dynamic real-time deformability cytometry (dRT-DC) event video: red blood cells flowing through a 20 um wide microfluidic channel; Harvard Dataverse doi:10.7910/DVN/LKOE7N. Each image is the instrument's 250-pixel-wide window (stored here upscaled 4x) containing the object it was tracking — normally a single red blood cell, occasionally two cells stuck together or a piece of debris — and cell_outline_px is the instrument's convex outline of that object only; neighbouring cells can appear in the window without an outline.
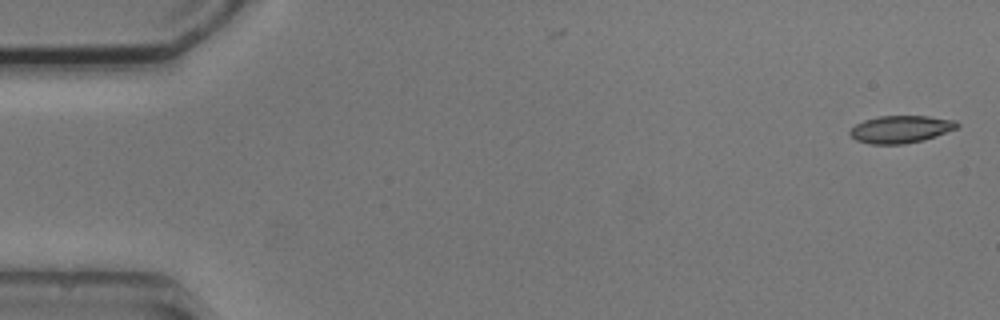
{"species": "common noctule bat (a hibernating species)", "species_latin": "Nyctalus noctula", "temperature_condition": "cold", "stored_images_in_passage": 5, "camera_frame_rate_fps": 3000, "um_per_image_px": 0.085, "animal": {"sex": "male", "body_mass_g": 20.5, "forearm_length_mm": 52.5}, "frame": {"image": 1, "passage_image": 1, "time_ms": 0.0, "image_size_px": [1000, 320], "cell_outline_px": [[960, 124], [956, 128], [936, 136], [924, 140], [904, 144], [872, 144], [856, 140], [848, 132], [856, 124], [864, 120], [880, 116], [928, 116], [956, 120]], "centroid_in_image_um": [76.57, 10.98], "position_along_channel_um": 8.4, "area_um2": 17.05}}
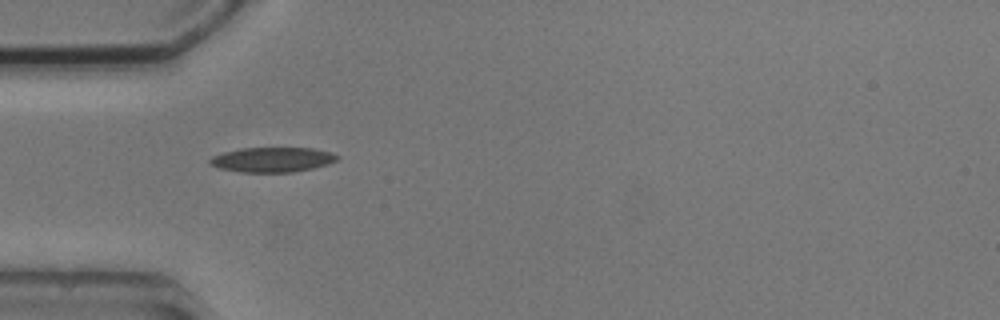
{"frame": {"image": 2, "passage_image": 5, "time_ms": 5.0, "image_size_px": [1000, 320], "cell_outline_px": [[340, 156], [336, 160], [328, 164], [312, 168], [292, 172], [240, 172], [220, 168], [212, 164], [208, 160], [212, 156], [224, 152], [240, 148], [312, 148], [332, 152]], "centroid_in_image_um": [23.17, 13.56], "position_along_channel_um": 61.8, "area_um2": 18.32}}